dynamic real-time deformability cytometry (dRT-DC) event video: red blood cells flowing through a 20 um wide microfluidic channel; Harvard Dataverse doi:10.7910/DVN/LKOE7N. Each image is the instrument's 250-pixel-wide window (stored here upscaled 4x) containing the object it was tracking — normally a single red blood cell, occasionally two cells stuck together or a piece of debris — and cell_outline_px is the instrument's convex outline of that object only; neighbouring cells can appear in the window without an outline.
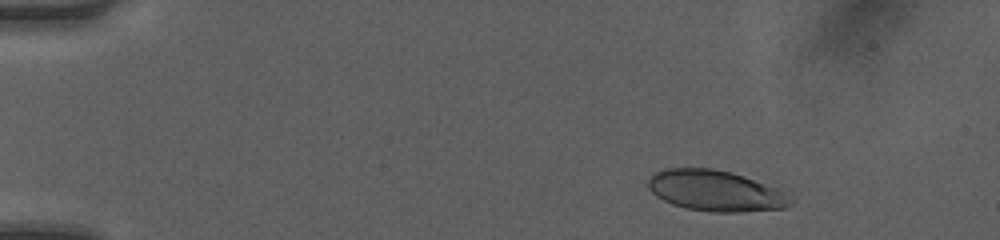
{"species": "human", "species_latin": "Homo sapiens", "temperature_condition": "room temperature", "stored_images_in_passage": 18, "camera_frame_rate_fps": 3000, "um_per_image_px": 0.085, "donor": {"sex": "female"}, "frame": {"image": 1, "passage_image": 4, "time_ms": 1.0, "image_size_px": [1000, 240], "cell_outline_px": [[796, 200], [792, 204], [784, 208], [740, 212], [712, 212], [684, 208], [672, 204], [656, 196], [648, 188], [648, 176], [664, 168], [712, 168], [732, 172], [780, 188], [792, 196]], "centroid_in_image_um": [60.86, 16.21], "position_along_channel_um": 24.1, "area_um2": 34.45}}
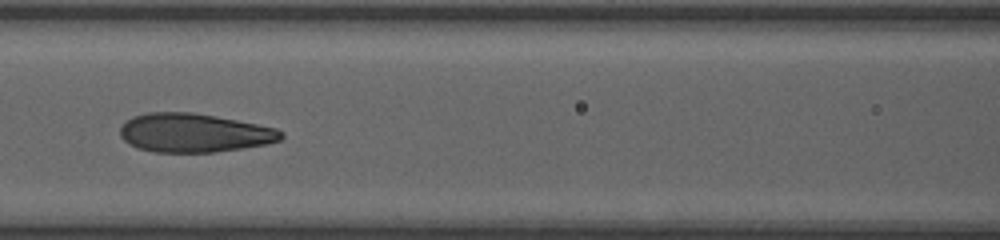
{"frame": {"image": 2, "passage_image": 15, "time_ms": 4.667, "image_size_px": [1000, 240], "cell_outline_px": [[284, 136], [280, 140], [268, 144], [216, 152], [152, 152], [136, 148], [128, 144], [120, 136], [120, 128], [132, 116], [148, 112], [192, 112], [236, 120], [276, 128], [284, 132]], "centroid_in_image_um": [16.48, 11.3], "position_along_channel_um": 150.1, "area_um2": 36.47}}
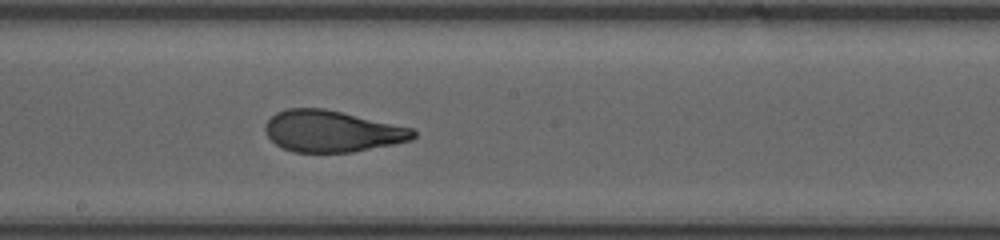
{"frame": {"image": 3, "passage_image": 18, "time_ms": 5.667, "image_size_px": [1000, 240], "cell_outline_px": [[416, 136], [412, 140], [352, 152], [292, 152], [276, 144], [268, 136], [264, 128], [264, 124], [276, 112], [288, 108], [324, 108], [412, 128], [416, 132]], "centroid_in_image_um": [28.2, 11.15], "position_along_channel_um": 220.0, "area_um2": 35.55}}